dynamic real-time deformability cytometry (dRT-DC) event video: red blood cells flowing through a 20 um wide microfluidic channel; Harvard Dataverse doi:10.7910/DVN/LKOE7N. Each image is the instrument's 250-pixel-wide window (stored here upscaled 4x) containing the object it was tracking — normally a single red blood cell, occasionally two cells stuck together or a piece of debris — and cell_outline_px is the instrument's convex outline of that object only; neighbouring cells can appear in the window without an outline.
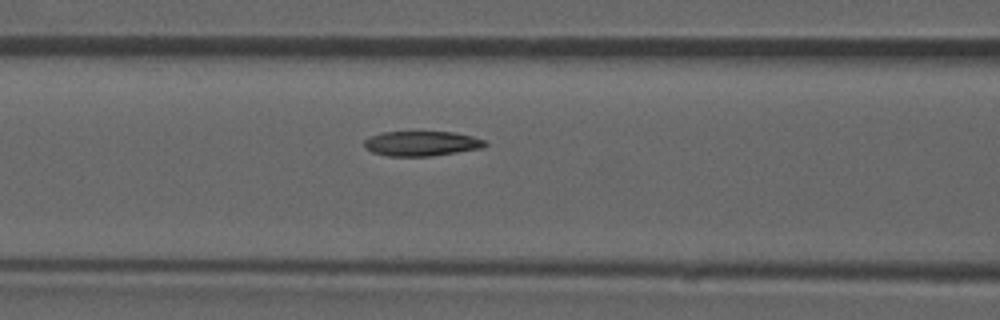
{"species": "common noctule bat (a hibernating species)", "species_latin": "Nyctalus noctula", "temperature_condition": "room temperature", "stored_images_in_passage": 45, "camera_frame_rate_fps": 3000, "um_per_image_px": 0.085, "animal": {"sex": "male", "forearm_length_mm": 52.5}, "frame": {"image": 1, "passage_image": 14, "time_ms": 4.333, "image_size_px": [1000, 320], "cell_outline_px": [[488, 144], [484, 148], [432, 156], [388, 156], [372, 152], [364, 148], [364, 140], [368, 136], [380, 132], [452, 132], [472, 136], [484, 140]], "centroid_in_image_um": [35.81, 12.2], "position_along_channel_um": 130.8, "area_um2": 17.69}, "authors_computed_cell_mechanics": {"area_um2": 18.0336, "velocity_mm_per_s": 3.8529, "shape_relaxation_time_tau1_ms": null, "shape_relaxation_time_tau2_ms": 10.3692, "deformation_change_tau1": null, "deformation_change_tau2": 0.1839}}